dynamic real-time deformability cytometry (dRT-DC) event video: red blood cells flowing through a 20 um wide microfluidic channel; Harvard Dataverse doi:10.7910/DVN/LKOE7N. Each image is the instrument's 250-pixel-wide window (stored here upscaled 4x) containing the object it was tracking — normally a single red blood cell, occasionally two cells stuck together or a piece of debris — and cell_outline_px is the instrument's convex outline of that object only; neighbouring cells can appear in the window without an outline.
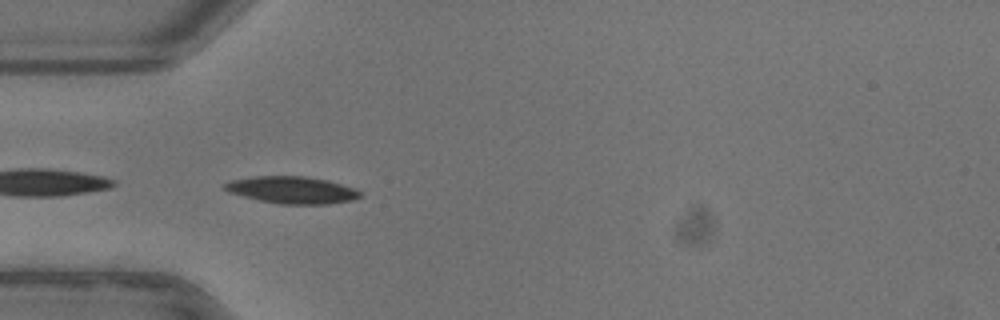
{"species": "common noctule bat (a hibernating species)", "species_latin": "Nyctalus noctula", "temperature_condition": "warm", "stored_images_in_passage": 37, "camera_frame_rate_fps": 3000, "um_per_image_px": 0.085, "animal": {"sex": "female"}, "frame": {"image": 1, "passage_image": 1, "time_ms": 0.0, "image_size_px": [1000, 320], "cell_outline_px": [[360, 196], [352, 200], [328, 204], [280, 204], [260, 200], [228, 192], [224, 188], [224, 184], [232, 180], [252, 176], [304, 176], [328, 180], [356, 188], [360, 192]], "centroid_in_image_um": [24.84, 16.14], "position_along_channel_um": 60.2, "area_um2": 21.27}, "authors_computed_cell_mechanics": {"area_um2": 20.6346, "velocity_mm_per_s": 3.9264, "shape_relaxation_time_tau1_ms": 3.0075, "shape_relaxation_time_tau2_ms": 3.8854, "deformation_change_tau1": 0.1297, "deformation_change_tau2": 0.0805}}